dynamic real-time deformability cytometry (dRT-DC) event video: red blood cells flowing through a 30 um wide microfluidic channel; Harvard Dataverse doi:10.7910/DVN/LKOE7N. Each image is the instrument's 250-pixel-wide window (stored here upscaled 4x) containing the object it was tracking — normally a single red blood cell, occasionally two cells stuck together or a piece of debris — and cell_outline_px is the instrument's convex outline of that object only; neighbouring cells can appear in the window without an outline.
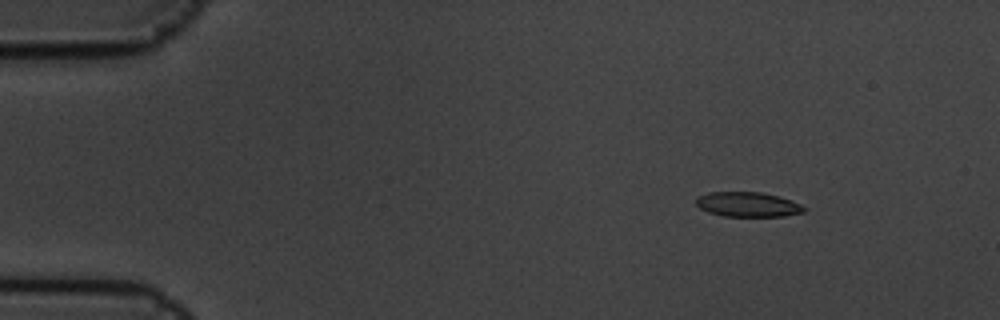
{"species": "common noctule bat (a hibernating species)", "species_latin": "Nyctalus noctula", "temperature_condition": "cold", "stored_images_in_passage": 7, "camera_frame_rate_fps": 3000, "um_per_image_px": 0.085, "animal": {"sex": "male", "body_mass_g": 19.5, "forearm_length_mm": 54.6}, "frame": {"image": 1, "passage_image": 3, "time_ms": 0.667, "image_size_px": [1000, 320], "cell_outline_px": [[808, 208], [804, 212], [784, 216], [724, 216], [708, 212], [700, 208], [696, 204], [696, 196], [708, 192], [760, 192], [780, 196], [792, 200]], "centroid_in_image_um": [63.57, 17.37], "position_along_channel_um": 21.4, "area_um2": 15.72}}
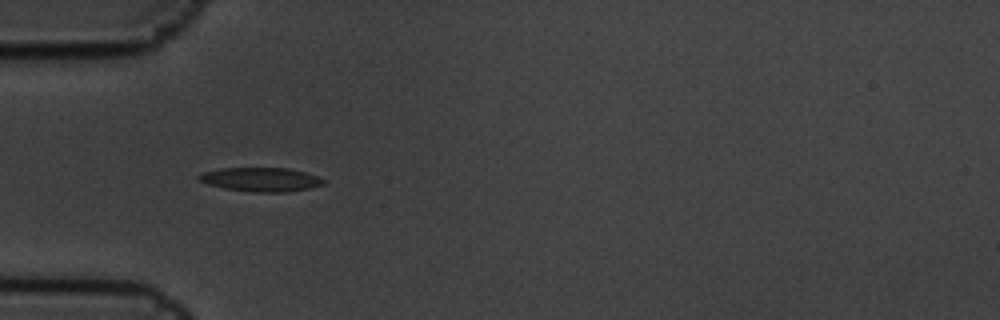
{"frame": {"image": 2, "passage_image": 6, "time_ms": 1.667, "image_size_px": [1000, 320], "cell_outline_px": [[324, 184], [308, 188], [284, 192], [252, 192], [224, 188], [208, 184], [200, 180], [196, 176], [204, 172], [220, 168], [288, 168], [304, 172], [316, 176], [324, 180]], "centroid_in_image_um": [22.14, 15.25], "position_along_channel_um": 62.9, "area_um2": 17.17}}
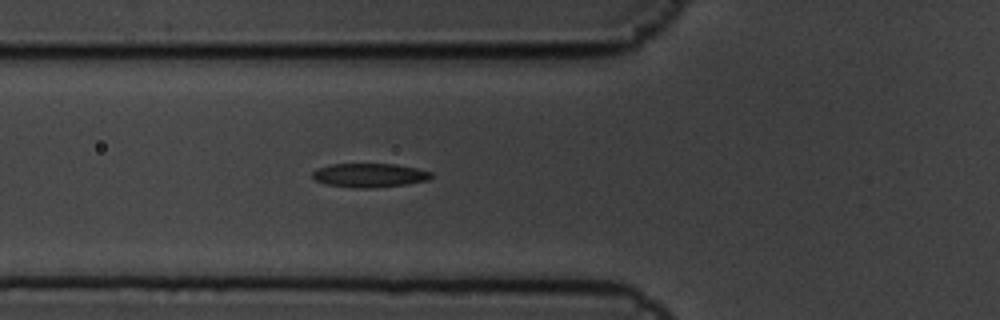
{"frame": {"image": 3, "passage_image": 7, "time_ms": 2.0, "image_size_px": [1000, 320], "cell_outline_px": [[432, 176], [428, 180], [404, 184], [368, 188], [356, 188], [324, 184], [316, 180], [312, 176], [312, 172], [316, 168], [332, 164], [396, 164], [416, 168], [432, 172]], "centroid_in_image_um": [31.37, 14.89], "position_along_channel_um": 94.4, "area_um2": 16.47}}